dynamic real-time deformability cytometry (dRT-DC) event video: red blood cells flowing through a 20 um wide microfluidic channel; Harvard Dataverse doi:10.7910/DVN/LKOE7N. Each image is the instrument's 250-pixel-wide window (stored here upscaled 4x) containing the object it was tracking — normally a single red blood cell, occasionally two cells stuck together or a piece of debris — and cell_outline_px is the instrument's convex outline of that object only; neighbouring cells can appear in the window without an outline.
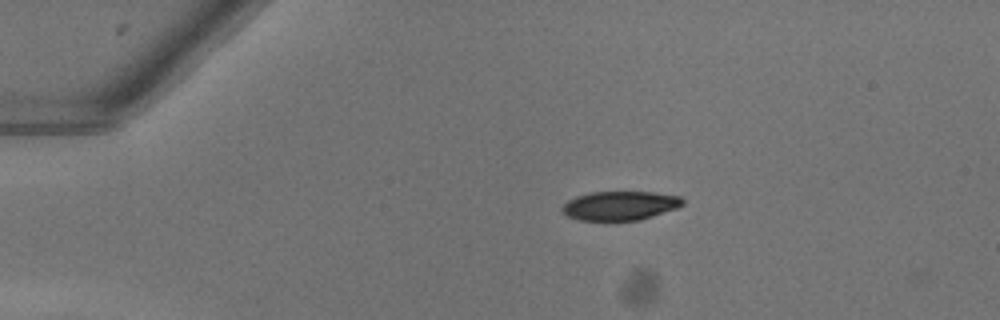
{"species": "common noctule bat (a hibernating species)", "species_latin": "Nyctalus noctula", "temperature_condition": "warm", "stored_images_in_passage": 42, "camera_frame_rate_fps": 3000, "um_per_image_px": 0.085, "animal": {"sex": "female"}, "frame": {"image": 1, "passage_image": 1, "time_ms": 0.0, "image_size_px": [1000, 320], "cell_outline_px": [[684, 204], [676, 208], [640, 220], [580, 220], [568, 216], [560, 208], [568, 200], [576, 196], [592, 192], [652, 192], [680, 196], [684, 200]], "centroid_in_image_um": [52.7, 17.47], "position_along_channel_um": 32.3, "area_um2": 20.23}}
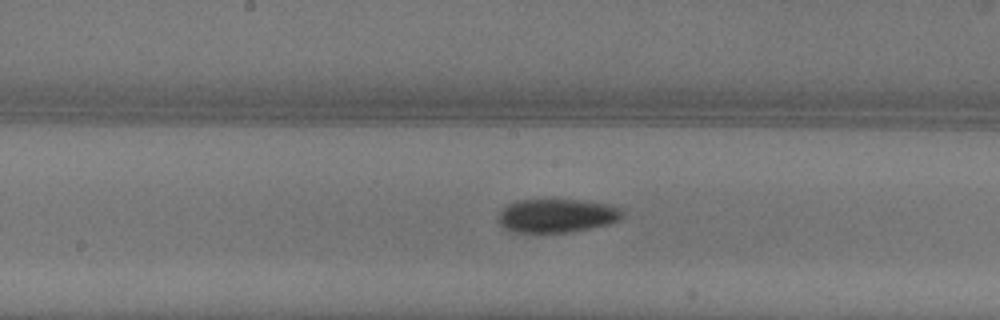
{"frame": {"image": 2, "passage_image": 18, "time_ms": 5.667, "image_size_px": [1000, 320], "cell_outline_px": [[624, 216], [608, 224], [568, 232], [516, 232], [504, 228], [500, 224], [496, 216], [508, 204], [516, 200], [552, 196], [584, 200], [608, 204], [624, 208]], "centroid_in_image_um": [47.32, 18.26], "position_along_channel_um": 200.9, "area_um2": 25.32}}
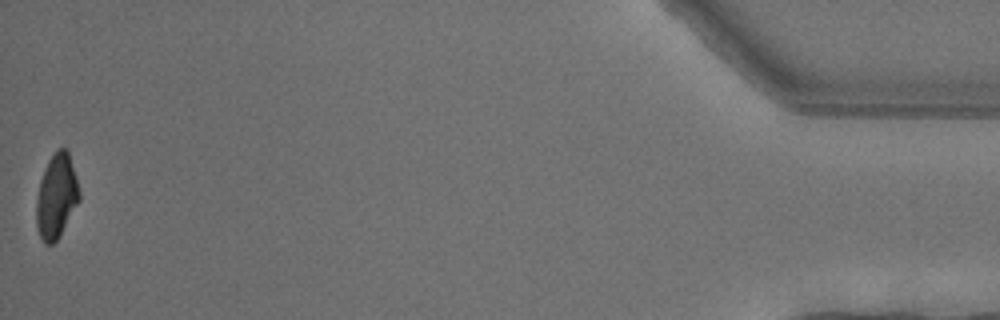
{"frame": {"image": 3, "passage_image": 42, "time_ms": 13.667, "image_size_px": [1000, 320], "cell_outline_px": [[80, 200], [60, 236], [52, 244], [44, 244], [36, 228], [36, 200], [40, 180], [44, 168], [48, 160], [56, 148], [68, 148], [76, 176], [80, 192]], "centroid_in_image_um": [4.8, 16.66], "position_along_channel_um": 430.4, "area_um2": 21.44}, "authors_computed_cell_mechanics": {"area_um2": 23.2356, "velocity_mm_per_s": 4.0548, "shape_relaxation_time_tau1_ms": 3.5794, "shape_relaxation_time_tau2_ms": null, "deformation_change_tau1": 0.1527, "deformation_change_tau2": null}}